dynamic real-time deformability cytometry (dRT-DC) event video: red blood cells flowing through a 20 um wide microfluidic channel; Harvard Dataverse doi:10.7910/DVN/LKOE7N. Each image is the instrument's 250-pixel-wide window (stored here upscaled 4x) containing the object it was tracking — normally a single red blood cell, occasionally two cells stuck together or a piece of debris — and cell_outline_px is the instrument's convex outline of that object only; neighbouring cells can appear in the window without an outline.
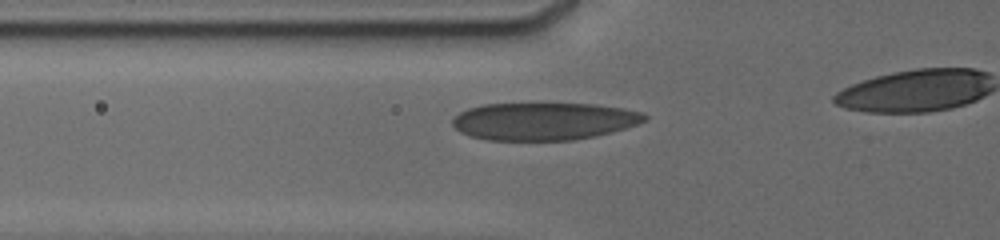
{"species": "human", "species_latin": "Homo sapiens", "temperature_condition": "cold", "stored_images_in_passage": 23, "camera_frame_rate_fps": 3000, "um_per_image_px": 0.085, "donor": {"sex": "male"}, "frame": {"image": 1, "passage_image": 11, "time_ms": 4.333, "image_size_px": [1000, 240], "cell_outline_px": [[648, 120], [612, 132], [596, 136], [572, 140], [488, 140], [472, 136], [460, 132], [452, 124], [452, 120], [460, 112], [468, 108], [484, 104], [596, 104], [624, 108], [644, 112], [648, 116]], "centroid_in_image_um": [46.26, 10.3], "position_along_channel_um": 79.5, "area_um2": 42.02}}
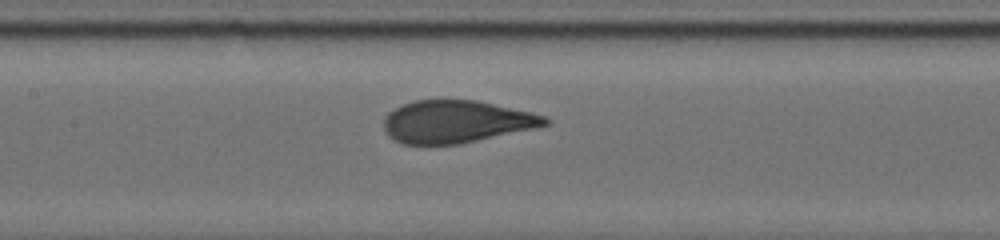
{"frame": {"image": 2, "passage_image": 16, "time_ms": 6.667, "image_size_px": [1000, 240], "cell_outline_px": [[552, 124], [536, 128], [460, 144], [404, 144], [388, 136], [384, 132], [384, 116], [388, 112], [404, 104], [416, 100], [476, 100], [532, 112], [544, 116], [552, 120]], "centroid_in_image_um": [38.81, 10.34], "position_along_channel_um": 168.6, "area_um2": 40.0}}
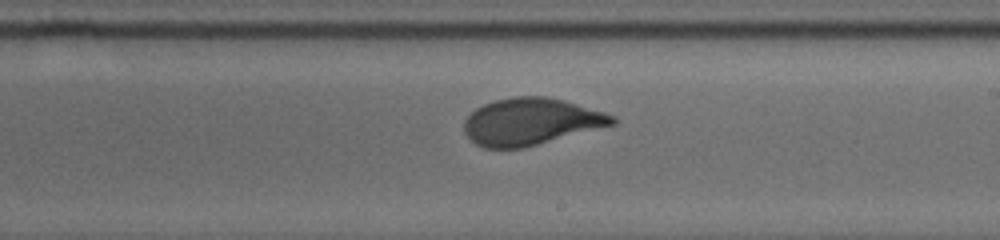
{"frame": {"image": 3, "passage_image": 21, "time_ms": 8.667, "image_size_px": [1000, 240], "cell_outline_px": [[616, 124], [524, 148], [484, 148], [476, 144], [464, 132], [464, 120], [476, 108], [484, 104], [496, 100], [516, 96], [544, 96], [560, 100], [604, 112], [612, 116], [616, 120]], "centroid_in_image_um": [45.1, 10.35], "position_along_channel_um": 243.9, "area_um2": 40.11}}